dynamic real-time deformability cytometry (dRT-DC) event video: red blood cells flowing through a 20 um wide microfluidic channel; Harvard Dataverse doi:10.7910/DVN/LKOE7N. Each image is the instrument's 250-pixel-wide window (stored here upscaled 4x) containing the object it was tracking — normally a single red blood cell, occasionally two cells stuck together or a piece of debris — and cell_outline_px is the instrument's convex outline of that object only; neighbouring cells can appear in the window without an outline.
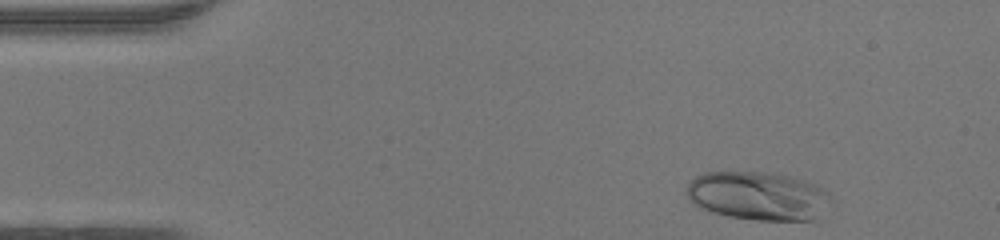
{"species": "human", "species_latin": "Homo sapiens", "temperature_condition": "warm", "stored_images_in_passage": 11, "camera_frame_rate_fps": 3000, "um_per_image_px": 0.085, "donor": {"sex": "female"}, "frame": {"image": 1, "passage_image": 2, "time_ms": 0.333, "image_size_px": [1000, 240], "cell_outline_px": [[832, 200], [812, 220], [756, 220], [728, 216], [712, 212], [700, 208], [692, 204], [688, 196], [688, 184], [696, 176], [704, 172], [776, 172], [792, 176], [816, 184], [828, 192], [832, 196]], "centroid_in_image_um": [64.43, 16.63], "position_along_channel_um": 20.6, "area_um2": 40.92}}